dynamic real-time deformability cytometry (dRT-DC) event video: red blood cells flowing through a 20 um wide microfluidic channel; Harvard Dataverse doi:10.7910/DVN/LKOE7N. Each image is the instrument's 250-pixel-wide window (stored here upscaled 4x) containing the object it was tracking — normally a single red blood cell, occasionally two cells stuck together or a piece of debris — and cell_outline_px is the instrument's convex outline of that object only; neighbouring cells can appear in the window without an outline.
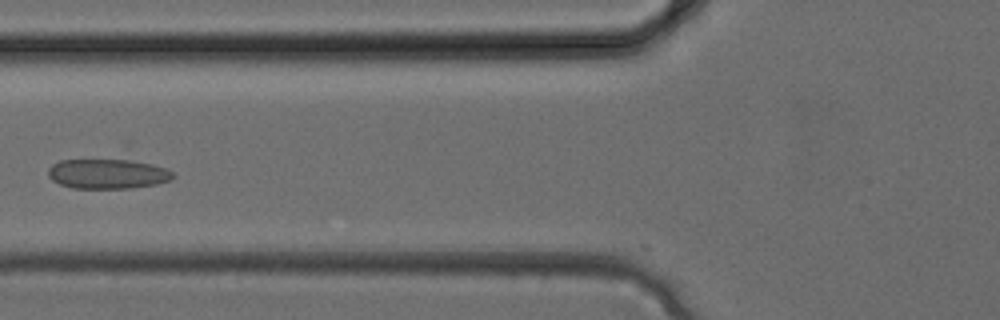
{"species": "common noctule bat (a hibernating species)", "species_latin": "Nyctalus noctula", "temperature_condition": "cold", "stored_images_in_passage": 30, "camera_frame_rate_fps": 3000, "um_per_image_px": 0.085, "animal": {"sex": "female", "body_mass_g": 24.6, "forearm_length_mm": 56.2}, "frame": {"image": 1, "passage_image": 9, "time_ms": 2.667, "image_size_px": [1000, 320], "cell_outline_px": [[176, 176], [172, 180], [156, 184], [128, 188], [72, 188], [60, 184], [52, 180], [48, 176], [48, 168], [52, 164], [60, 160], [128, 160], [152, 164], [168, 168]], "centroid_in_image_um": [9.16, 14.78], "position_along_channel_um": 116.6, "area_um2": 21.68}}
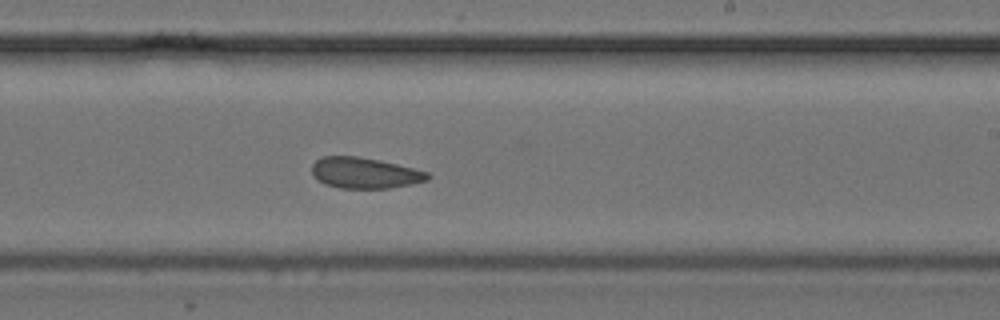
{"frame": {"image": 2, "passage_image": 16, "time_ms": 5.0, "image_size_px": [1000, 320], "cell_outline_px": [[432, 176], [428, 180], [412, 184], [388, 188], [340, 188], [324, 184], [312, 172], [312, 164], [316, 160], [324, 156], [356, 156], [380, 160], [428, 172]], "centroid_in_image_um": [31.02, 14.7], "position_along_channel_um": 258.0, "area_um2": 20.69}}
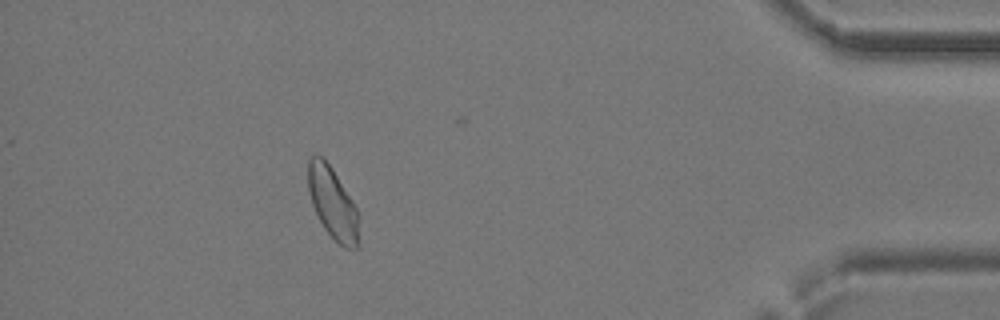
{"frame": {"image": 3, "passage_image": 26, "time_ms": 8.333, "image_size_px": [1000, 320], "cell_outline_px": [[360, 244], [356, 248], [344, 248], [324, 228], [312, 204], [308, 188], [308, 160], [312, 152], [320, 156], [332, 168], [352, 200], [356, 208]], "centroid_in_image_um": [28.27, 17.25], "position_along_channel_um": 406.9, "area_um2": 20.92}}